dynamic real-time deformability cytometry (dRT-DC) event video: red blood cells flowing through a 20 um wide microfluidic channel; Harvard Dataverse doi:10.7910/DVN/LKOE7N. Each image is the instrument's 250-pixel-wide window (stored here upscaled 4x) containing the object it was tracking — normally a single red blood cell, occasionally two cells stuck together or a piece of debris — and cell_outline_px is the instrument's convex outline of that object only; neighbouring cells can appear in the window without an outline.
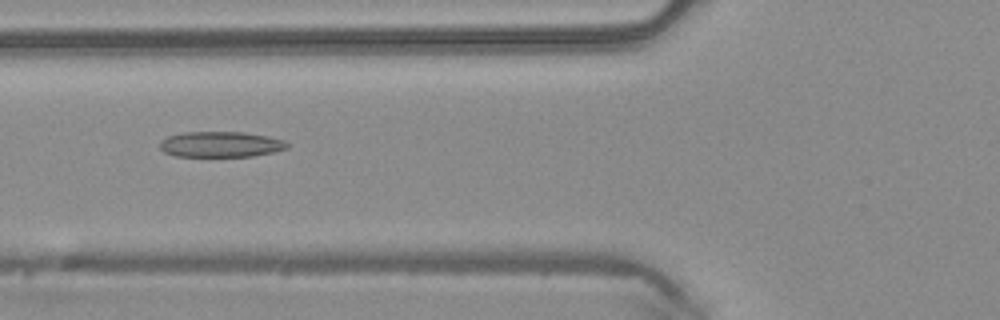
{"species": "common noctule bat (a hibernating species)", "species_latin": "Nyctalus noctula", "temperature_condition": "warm", "stored_images_in_passage": 19, "camera_frame_rate_fps": 3000, "um_per_image_px": 0.085, "animal": {"sex": "male", "body_mass_g": 20.4}, "frame": {"image": 1, "passage_image": 4, "time_ms": 1.0, "image_size_px": [1000, 320], "cell_outline_px": [[288, 148], [272, 152], [252, 156], [176, 156], [164, 152], [160, 148], [160, 140], [168, 136], [184, 132], [244, 132], [268, 136], [284, 140], [288, 144]], "centroid_in_image_um": [18.75, 12.26], "position_along_channel_um": 107.1, "area_um2": 18.96}}
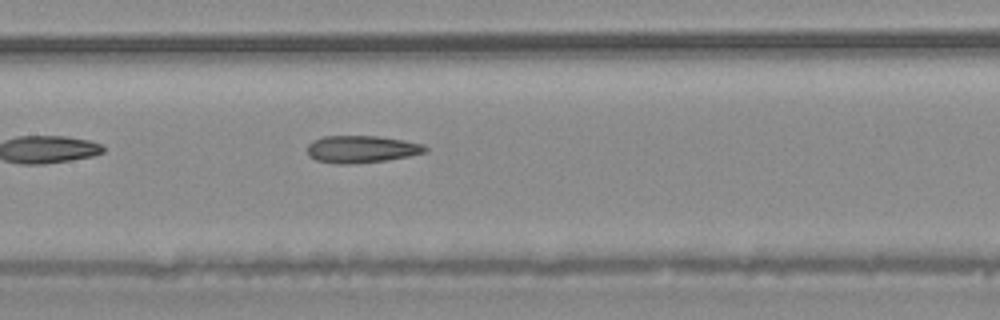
{"frame": {"image": 2, "passage_image": 9, "time_ms": 2.667, "image_size_px": [1000, 320], "cell_outline_px": [[428, 148], [424, 152], [408, 156], [388, 160], [348, 164], [336, 164], [316, 160], [308, 156], [308, 144], [312, 140], [324, 136], [380, 136], [404, 140], [424, 144]], "centroid_in_image_um": [30.71, 12.67], "position_along_channel_um": 176.7, "area_um2": 18.79}}